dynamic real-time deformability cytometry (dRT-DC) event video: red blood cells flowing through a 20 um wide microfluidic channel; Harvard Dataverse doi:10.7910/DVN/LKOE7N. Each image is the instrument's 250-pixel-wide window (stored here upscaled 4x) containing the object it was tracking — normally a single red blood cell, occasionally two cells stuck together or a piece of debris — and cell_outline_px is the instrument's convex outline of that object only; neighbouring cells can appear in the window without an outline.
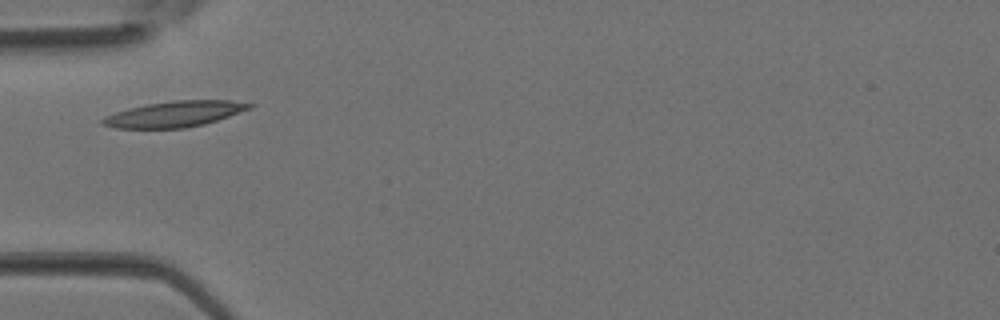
{"species": "Egyptian fruit bat (a non-hibernating species)", "species_latin": "Rousettus aegyptiacus", "temperature_condition": "room temperature", "stored_images_in_passage": 1, "camera_frame_rate_fps": 3000, "um_per_image_px": 0.085, "animal": {"sex": "female"}, "frame": {"image": 1, "passage_image": 1, "time_ms": 0.0, "image_size_px": [1000, 320], "cell_outline_px": [[256, 104], [252, 108], [204, 124], [184, 128], [116, 128], [104, 124], [100, 120], [104, 116], [128, 108], [148, 104], [172, 100], [232, 100]], "centroid_in_image_um": [14.86, 9.68], "position_along_channel_um": 70.1, "area_um2": 21.96}}